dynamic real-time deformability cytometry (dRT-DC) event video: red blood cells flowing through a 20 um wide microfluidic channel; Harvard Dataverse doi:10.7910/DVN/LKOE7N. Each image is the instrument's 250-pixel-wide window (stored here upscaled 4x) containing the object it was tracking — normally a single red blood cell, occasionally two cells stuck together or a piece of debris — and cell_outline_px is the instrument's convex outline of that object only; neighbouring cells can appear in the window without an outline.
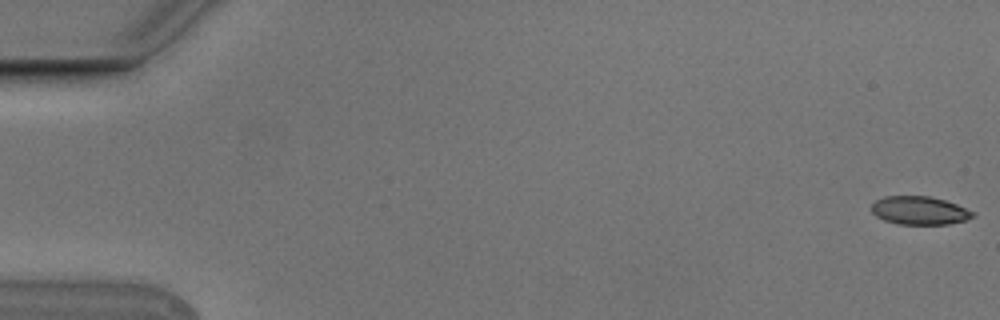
{"species": "Egyptian fruit bat (a non-hibernating species)", "species_latin": "Rousettus aegyptiacus", "temperature_condition": "cold", "stored_images_in_passage": 7, "camera_frame_rate_fps": 3000, "um_per_image_px": 0.085, "animal": {"sex": "male"}, "frame": {"image": 1, "passage_image": 1, "time_ms": 0.0, "image_size_px": [1000, 320], "cell_outline_px": [[976, 216], [964, 220], [948, 224], [896, 224], [884, 220], [876, 216], [872, 212], [872, 204], [876, 200], [884, 196], [928, 196], [944, 200], [956, 204], [976, 212]], "centroid_in_image_um": [78.16, 17.89], "position_along_channel_um": 6.8, "area_um2": 16.7}}
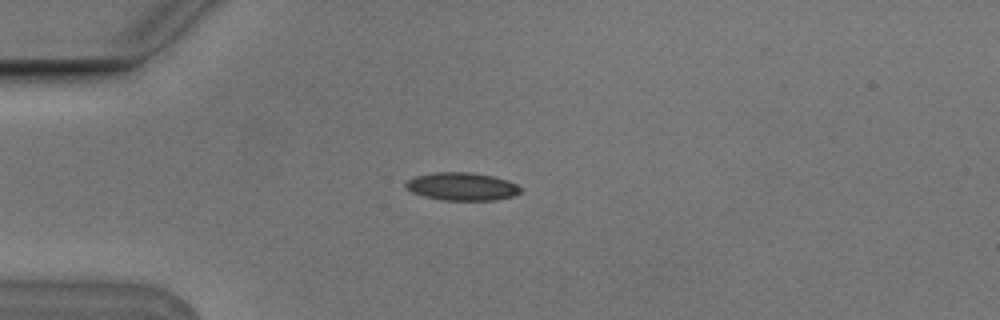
{"frame": {"image": 2, "passage_image": 5, "time_ms": 1.333, "image_size_px": [1000, 320], "cell_outline_px": [[524, 188], [520, 192], [512, 196], [496, 200], [440, 200], [424, 196], [412, 192], [404, 184], [408, 180], [416, 176], [436, 172], [472, 172], [492, 176], [508, 180]], "centroid_in_image_um": [39.3, 15.85], "position_along_channel_um": 45.7, "area_um2": 18.67}}